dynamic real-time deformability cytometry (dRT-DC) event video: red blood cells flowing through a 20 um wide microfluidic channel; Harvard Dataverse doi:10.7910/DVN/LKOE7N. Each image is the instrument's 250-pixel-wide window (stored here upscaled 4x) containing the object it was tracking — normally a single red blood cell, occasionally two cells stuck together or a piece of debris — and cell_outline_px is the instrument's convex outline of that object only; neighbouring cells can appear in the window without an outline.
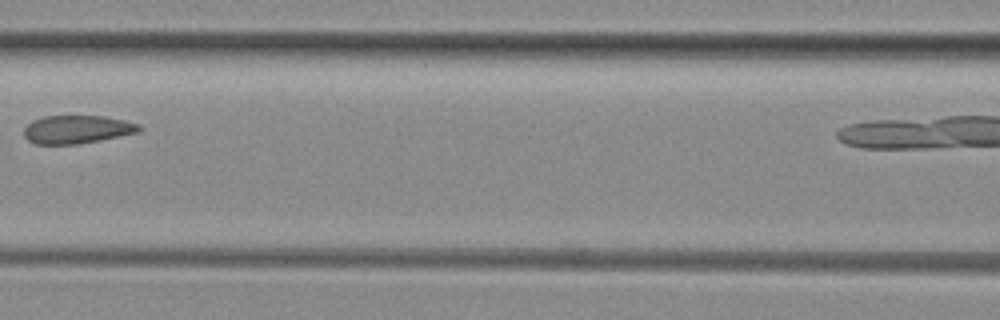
{"species": "common noctule bat (a hibernating species)", "species_latin": "Nyctalus noctula", "temperature_condition": "room temperature", "stored_images_in_passage": 7, "camera_frame_rate_fps": 3000, "um_per_image_px": 0.085, "animal": {"sex": "female", "body_mass_g": 29.2, "forearm_length_mm": 56.3}, "frame": {"image": 1, "passage_image": 5, "time_ms": 4.667, "image_size_px": [1000, 320], "cell_outline_px": [[144, 128], [140, 132], [100, 140], [76, 144], [36, 144], [28, 140], [24, 136], [24, 128], [32, 120], [44, 116], [104, 116], [124, 120], [140, 124]], "centroid_in_image_um": [6.57, 10.99], "position_along_channel_um": 160.0, "area_um2": 19.02}}
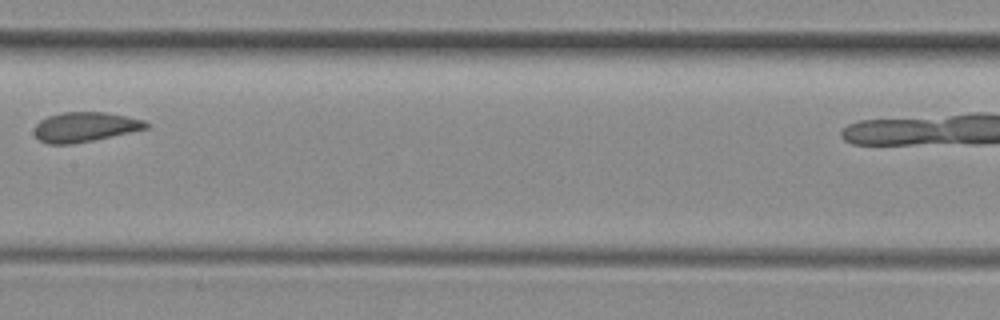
{"frame": {"image": 2, "passage_image": 6, "time_ms": 5.667, "image_size_px": [1000, 320], "cell_outline_px": [[148, 128], [92, 140], [68, 144], [48, 144], [40, 140], [32, 132], [32, 128], [40, 120], [48, 116], [64, 112], [104, 112], [144, 120], [148, 124]], "centroid_in_image_um": [7.15, 10.79], "position_along_channel_um": 200.2, "area_um2": 19.13}}